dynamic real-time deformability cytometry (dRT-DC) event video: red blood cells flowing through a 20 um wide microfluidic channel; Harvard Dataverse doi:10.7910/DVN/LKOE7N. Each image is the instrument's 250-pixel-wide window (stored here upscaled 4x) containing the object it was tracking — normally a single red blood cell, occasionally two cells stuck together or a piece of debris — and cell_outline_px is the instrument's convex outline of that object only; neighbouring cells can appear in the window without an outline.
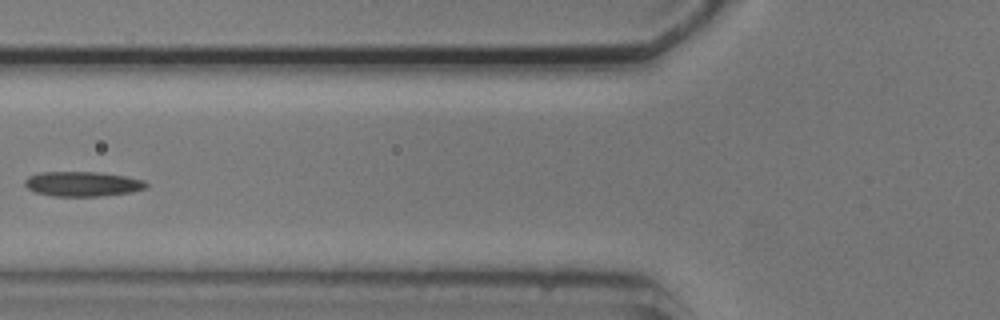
{"species": "common noctule bat (a hibernating species)", "species_latin": "Nyctalus noctula", "temperature_condition": "cold", "stored_images_in_passage": 8, "camera_frame_rate_fps": 3000, "um_per_image_px": 0.085, "animal": {"sex": "male", "body_mass_g": 20.5, "forearm_length_mm": 52.5}, "frame": {"image": 1, "passage_image": 7, "time_ms": 7.0, "image_size_px": [1000, 320], "cell_outline_px": [[148, 188], [132, 192], [100, 196], [52, 196], [36, 192], [28, 188], [24, 184], [24, 180], [28, 176], [40, 172], [100, 172], [124, 176], [144, 180], [148, 184]], "centroid_in_image_um": [7.03, 15.63], "position_along_channel_um": 118.8, "area_um2": 17.63}}
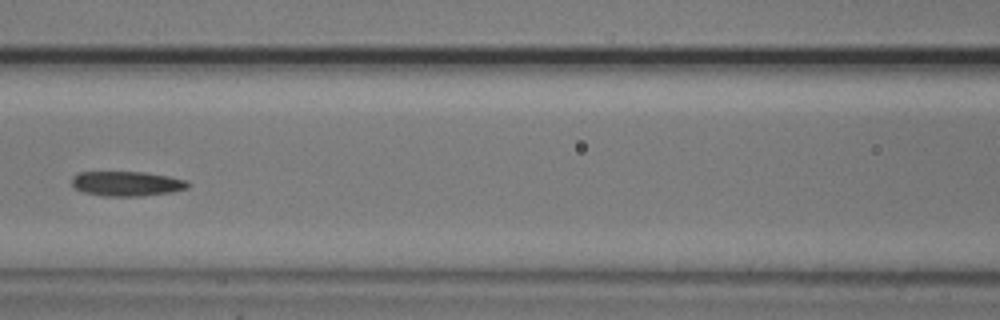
{"frame": {"image": 2, "passage_image": 8, "time_ms": 8.0, "image_size_px": [1000, 320], "cell_outline_px": [[188, 188], [172, 192], [140, 196], [104, 196], [84, 192], [76, 188], [72, 184], [72, 176], [80, 172], [144, 172], [168, 176], [184, 180], [188, 184]], "centroid_in_image_um": [10.76, 15.61], "position_along_channel_um": 155.8, "area_um2": 16.59}}